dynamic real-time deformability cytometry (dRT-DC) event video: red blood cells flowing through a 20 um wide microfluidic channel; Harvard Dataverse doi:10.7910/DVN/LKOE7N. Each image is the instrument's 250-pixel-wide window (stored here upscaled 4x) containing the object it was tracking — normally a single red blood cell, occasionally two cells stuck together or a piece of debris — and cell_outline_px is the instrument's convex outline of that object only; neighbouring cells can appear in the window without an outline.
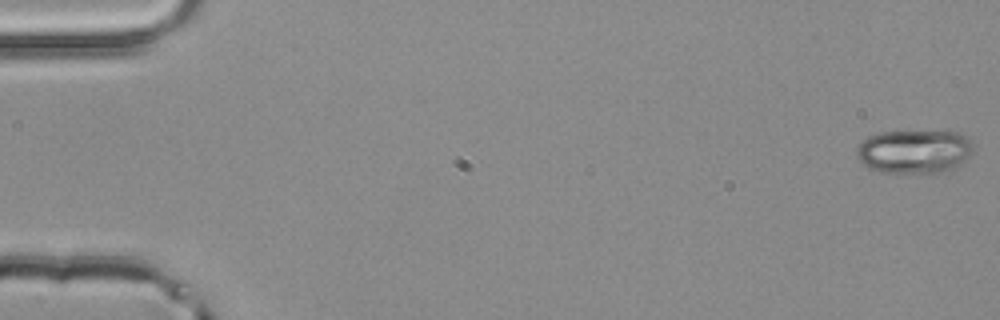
{"species": "common noctule bat (a hibernating species)", "species_latin": "Nyctalus noctula", "temperature_condition": "room temperature", "stored_images_in_passage": 6, "camera_frame_rate_fps": 3000, "um_per_image_px": 0.085, "animal": {"sex": "male", "body_mass_g": 20.4}, "frame": {"image": 1, "passage_image": 1, "time_ms": 0.0, "image_size_px": [1000, 320], "cell_outline_px": [[972, 152], [964, 160], [952, 168], [944, 172], [884, 172], [872, 168], [864, 164], [856, 156], [856, 148], [868, 136], [880, 132], [960, 132], [968, 136], [972, 144]], "centroid_in_image_um": [77.72, 12.86], "position_along_channel_um": 7.3, "area_um2": 29.19}}